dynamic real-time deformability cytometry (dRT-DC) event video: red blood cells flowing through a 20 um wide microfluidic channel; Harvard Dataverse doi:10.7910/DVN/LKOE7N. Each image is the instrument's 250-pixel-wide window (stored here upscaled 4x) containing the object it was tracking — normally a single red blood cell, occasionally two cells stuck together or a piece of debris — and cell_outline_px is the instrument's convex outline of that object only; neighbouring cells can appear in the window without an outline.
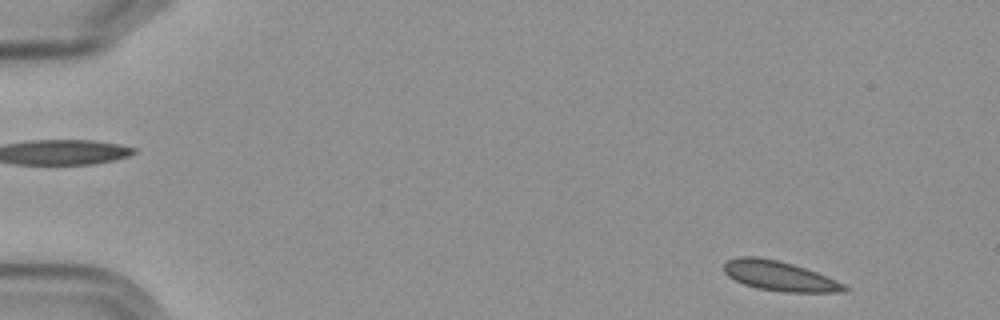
{"species": "Egyptian fruit bat (a non-hibernating species)", "species_latin": "Rousettus aegyptiacus", "temperature_condition": "cold", "stored_images_in_passage": 4, "camera_frame_rate_fps": 3000, "um_per_image_px": 0.085, "frame": {"image": 1, "passage_image": 1, "time_ms": 0.0, "image_size_px": [1000, 320], "cell_outline_px": [[852, 288], [848, 292], [784, 292], [756, 288], [744, 284], [728, 276], [724, 272], [724, 264], [728, 260], [740, 256], [756, 256], [776, 260], [792, 264], [816, 272], [836, 280]], "centroid_in_image_um": [66.28, 23.47], "position_along_channel_um": 18.7, "area_um2": 20.87}}